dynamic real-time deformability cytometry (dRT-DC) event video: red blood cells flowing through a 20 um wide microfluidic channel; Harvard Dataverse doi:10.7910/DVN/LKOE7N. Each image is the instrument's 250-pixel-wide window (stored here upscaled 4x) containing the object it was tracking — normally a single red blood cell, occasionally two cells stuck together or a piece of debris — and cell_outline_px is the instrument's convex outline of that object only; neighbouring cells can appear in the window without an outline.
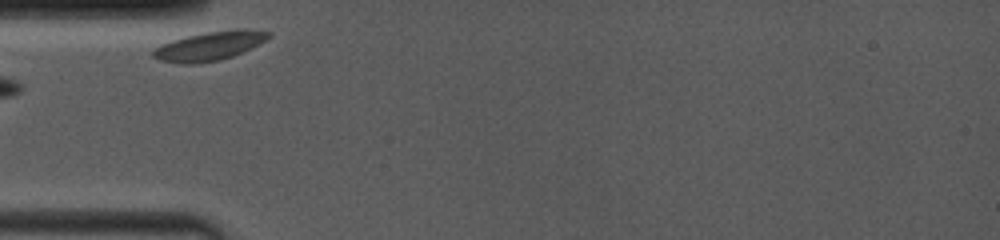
{"species": "common noctule bat (a hibernating species)", "species_latin": "Nyctalus noctula", "temperature_condition": "room temperature", "stored_images_in_passage": 16, "camera_frame_rate_fps": 4000, "um_per_image_px": 0.085, "animal": {"sex": "female", "body_mass_g": 19.0, "forearm_length_mm": 53.3}, "frame": {"image": 1, "passage_image": 1, "time_ms": 0.0, "image_size_px": [1000, 240], "cell_outline_px": [[272, 36], [232, 56], [220, 60], [196, 64], [180, 64], [160, 60], [152, 56], [152, 52], [160, 44], [172, 40], [188, 36], [208, 32], [272, 32]], "centroid_in_image_um": [17.64, 3.98], "position_along_channel_um": 67.4, "area_um2": 18.26}}